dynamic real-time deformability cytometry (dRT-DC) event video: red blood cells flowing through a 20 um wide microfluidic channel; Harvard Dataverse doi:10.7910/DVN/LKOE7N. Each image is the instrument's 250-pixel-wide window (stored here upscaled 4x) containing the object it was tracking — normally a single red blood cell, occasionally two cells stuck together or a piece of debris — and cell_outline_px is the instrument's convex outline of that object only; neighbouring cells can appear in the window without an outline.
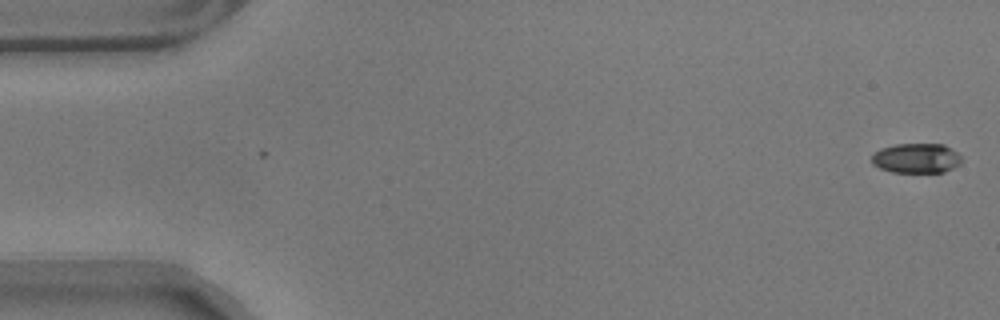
{"species": "common noctule bat (a hibernating species)", "species_latin": "Nyctalus noctula", "temperature_condition": "warm", "stored_images_in_passage": 4, "camera_frame_rate_fps": 3000, "um_per_image_px": 0.085, "animal": {"sex": "male", "body_mass_g": 17.9}, "frame": {"image": 1, "passage_image": 4, "time_ms": 1.0, "image_size_px": [1000, 320], "cell_outline_px": [[960, 164], [944, 172], [892, 172], [880, 168], [872, 164], [872, 152], [880, 148], [896, 144], [944, 144], [952, 148], [960, 156]], "centroid_in_image_um": [77.86, 13.44], "position_along_channel_um": 7.1, "area_um2": 15.66}}